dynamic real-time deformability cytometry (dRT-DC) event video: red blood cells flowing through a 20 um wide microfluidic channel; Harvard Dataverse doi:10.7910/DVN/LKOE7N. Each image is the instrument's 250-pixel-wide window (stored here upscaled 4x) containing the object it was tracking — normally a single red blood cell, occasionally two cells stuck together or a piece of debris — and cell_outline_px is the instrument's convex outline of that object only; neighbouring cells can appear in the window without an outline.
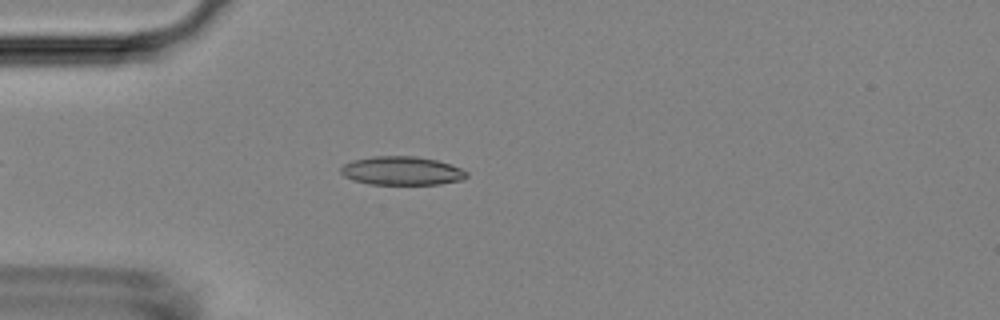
{"species": "Egyptian fruit bat (a non-hibernating species)", "species_latin": "Rousettus aegyptiacus", "temperature_condition": "room temperature", "stored_images_in_passage": 48, "camera_frame_rate_fps": 3000, "um_per_image_px": 0.085, "animal": {"sex": "female"}, "frame": {"image": 1, "passage_image": 10, "time_ms": 3.0, "image_size_px": [1000, 320], "cell_outline_px": [[468, 176], [464, 180], [440, 184], [368, 184], [352, 180], [344, 176], [340, 172], [340, 168], [344, 164], [352, 160], [372, 156], [416, 156], [436, 160], [452, 164], [468, 172]], "centroid_in_image_um": [34.16, 14.52], "position_along_channel_um": 50.8, "area_um2": 21.21}}
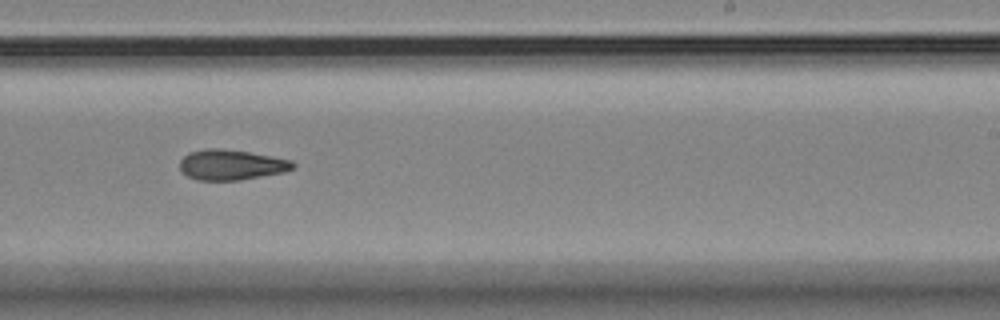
{"frame": {"image": 2, "passage_image": 28, "time_ms": 9.0, "image_size_px": [1000, 320], "cell_outline_px": [[296, 164], [292, 168], [284, 172], [240, 180], [196, 180], [180, 172], [180, 160], [188, 152], [204, 148], [220, 148], [248, 152], [272, 156], [292, 160]], "centroid_in_image_um": [19.62, 14.0], "position_along_channel_um": 269.4, "area_um2": 20.11}}
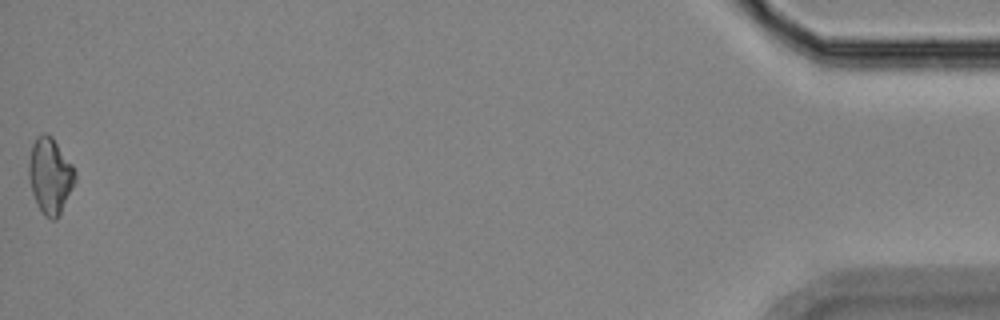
{"frame": {"image": 3, "passage_image": 48, "time_ms": 15.667, "image_size_px": [1000, 320], "cell_outline_px": [[76, 180], [60, 216], [56, 220], [52, 220], [44, 216], [36, 204], [32, 192], [28, 176], [28, 160], [32, 144], [36, 136], [44, 132], [48, 132], [52, 136], [72, 164], [76, 172]], "centroid_in_image_um": [4.25, 14.94], "position_along_channel_um": 430.9, "area_um2": 20.92}, "authors_computed_cell_mechanics": {"area_um2": 20.0855, "velocity_mm_per_s": 3.8123, "shape_relaxation_time_tau1_ms": 5.2263, "shape_relaxation_time_tau2_ms": 4.1138, "deformation_change_tau1": 0.1391, "deformation_change_tau2": 0.1208}}